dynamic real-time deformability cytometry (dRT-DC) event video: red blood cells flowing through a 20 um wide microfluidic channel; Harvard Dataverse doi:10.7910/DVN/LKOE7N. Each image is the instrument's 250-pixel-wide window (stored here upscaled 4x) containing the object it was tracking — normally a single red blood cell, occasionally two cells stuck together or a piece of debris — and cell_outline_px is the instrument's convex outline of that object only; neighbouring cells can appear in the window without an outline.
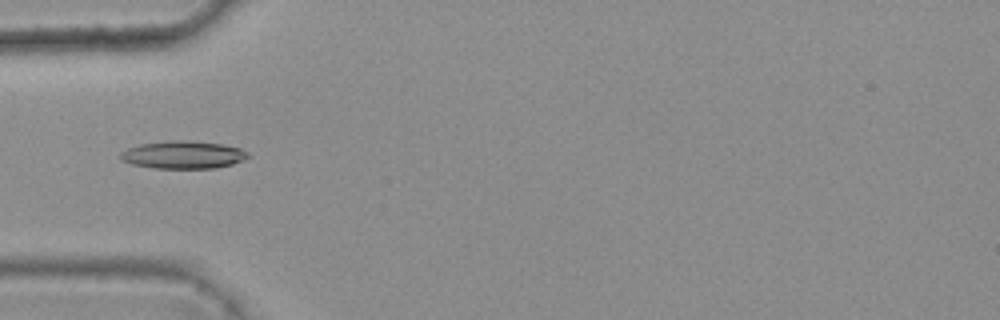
{"species": "common noctule bat (a hibernating species)", "species_latin": "Nyctalus noctula", "temperature_condition": "warm", "stored_images_in_passage": 42, "camera_frame_rate_fps": 3000, "um_per_image_px": 0.085, "animal": {"sex": "female", "body_mass_g": 25.1}, "frame": {"image": 1, "passage_image": 12, "time_ms": 3.667, "image_size_px": [1000, 320], "cell_outline_px": [[252, 156], [244, 160], [232, 164], [212, 168], [156, 168], [132, 164], [120, 160], [120, 152], [128, 148], [140, 144], [172, 140], [188, 140], [224, 144], [240, 148], [248, 152]], "centroid_in_image_um": [15.59, 13.15], "position_along_channel_um": 69.4, "area_um2": 20.69}}
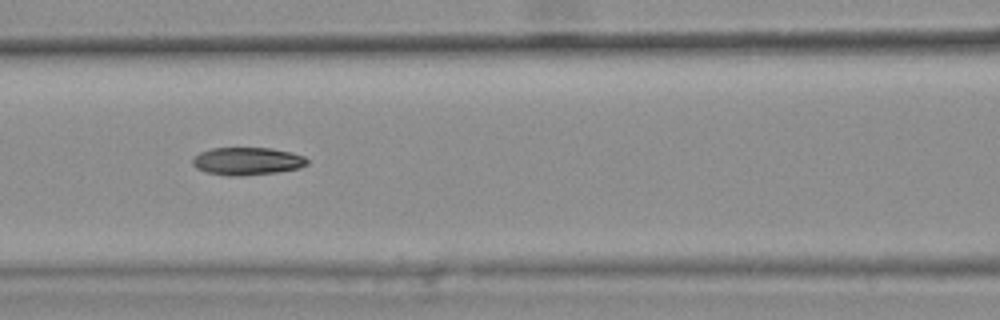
{"frame": {"image": 2, "passage_image": 18, "time_ms": 5.667, "image_size_px": [1000, 320], "cell_outline_px": [[308, 164], [300, 168], [276, 172], [240, 176], [228, 176], [204, 172], [196, 168], [192, 164], [192, 156], [200, 152], [212, 148], [272, 148], [292, 152], [304, 156], [308, 160]], "centroid_in_image_um": [20.99, 13.7], "position_along_channel_um": 145.6, "area_um2": 18.73}}
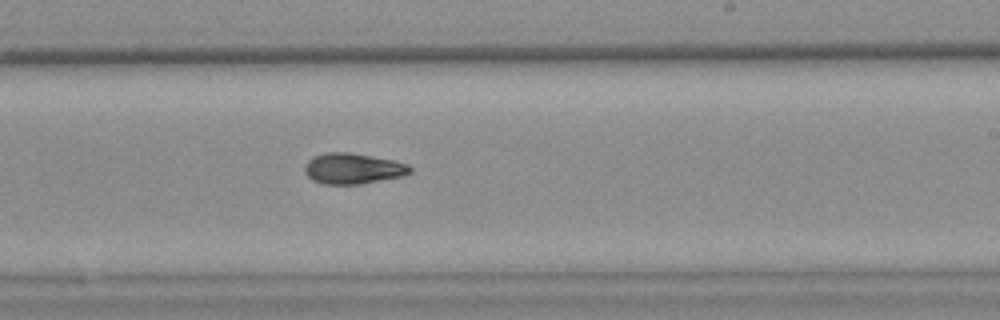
{"frame": {"image": 3, "passage_image": 27, "time_ms": 8.667, "image_size_px": [1000, 320], "cell_outline_px": [[412, 172], [404, 176], [360, 184], [324, 184], [312, 180], [304, 172], [304, 164], [312, 156], [328, 152], [348, 152], [372, 156], [392, 160], [408, 164], [412, 168]], "centroid_in_image_um": [29.99, 14.33], "position_along_channel_um": 259.0, "area_um2": 19.02}, "authors_computed_cell_mechanics": {"area_um2": 18.8139, "velocity_mm_per_s": 3.7854, "shape_relaxation_time_tau1_ms": 9.7617, "shape_relaxation_time_tau2_ms": 4.7865, "deformation_change_tau1": 0.2247, "deformation_change_tau2": 0.1177}}